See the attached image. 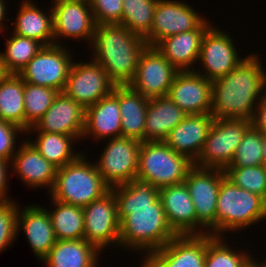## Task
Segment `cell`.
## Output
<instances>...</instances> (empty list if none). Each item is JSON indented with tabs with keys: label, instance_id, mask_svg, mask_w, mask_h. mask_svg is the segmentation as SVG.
I'll list each match as a JSON object with an SVG mask.
<instances>
[{
	"label": "cell",
	"instance_id": "cell-5",
	"mask_svg": "<svg viewBox=\"0 0 266 267\" xmlns=\"http://www.w3.org/2000/svg\"><path fill=\"white\" fill-rule=\"evenodd\" d=\"M82 154L73 162L57 168L51 199L84 207L107 193L110 188L103 181L94 162Z\"/></svg>",
	"mask_w": 266,
	"mask_h": 267
},
{
	"label": "cell",
	"instance_id": "cell-2",
	"mask_svg": "<svg viewBox=\"0 0 266 267\" xmlns=\"http://www.w3.org/2000/svg\"><path fill=\"white\" fill-rule=\"evenodd\" d=\"M259 56L247 55L226 76L212 82L210 114L214 118L252 121L257 105L265 96L266 70Z\"/></svg>",
	"mask_w": 266,
	"mask_h": 267
},
{
	"label": "cell",
	"instance_id": "cell-29",
	"mask_svg": "<svg viewBox=\"0 0 266 267\" xmlns=\"http://www.w3.org/2000/svg\"><path fill=\"white\" fill-rule=\"evenodd\" d=\"M149 99L129 85L119 86L121 136L144 142L146 110Z\"/></svg>",
	"mask_w": 266,
	"mask_h": 267
},
{
	"label": "cell",
	"instance_id": "cell-16",
	"mask_svg": "<svg viewBox=\"0 0 266 267\" xmlns=\"http://www.w3.org/2000/svg\"><path fill=\"white\" fill-rule=\"evenodd\" d=\"M206 253L207 234L176 235L141 261L150 267H204Z\"/></svg>",
	"mask_w": 266,
	"mask_h": 267
},
{
	"label": "cell",
	"instance_id": "cell-31",
	"mask_svg": "<svg viewBox=\"0 0 266 267\" xmlns=\"http://www.w3.org/2000/svg\"><path fill=\"white\" fill-rule=\"evenodd\" d=\"M52 201L54 210L47 209L56 240L84 239L83 207Z\"/></svg>",
	"mask_w": 266,
	"mask_h": 267
},
{
	"label": "cell",
	"instance_id": "cell-12",
	"mask_svg": "<svg viewBox=\"0 0 266 267\" xmlns=\"http://www.w3.org/2000/svg\"><path fill=\"white\" fill-rule=\"evenodd\" d=\"M233 37L221 28L211 26L203 36L199 61L202 68H195L207 80L213 82L226 76L245 58L238 55ZM241 57V58H240ZM205 71V72H203Z\"/></svg>",
	"mask_w": 266,
	"mask_h": 267
},
{
	"label": "cell",
	"instance_id": "cell-46",
	"mask_svg": "<svg viewBox=\"0 0 266 267\" xmlns=\"http://www.w3.org/2000/svg\"><path fill=\"white\" fill-rule=\"evenodd\" d=\"M254 260H257L255 258H250L247 263L244 265V267H264V262H258L257 261H254Z\"/></svg>",
	"mask_w": 266,
	"mask_h": 267
},
{
	"label": "cell",
	"instance_id": "cell-48",
	"mask_svg": "<svg viewBox=\"0 0 266 267\" xmlns=\"http://www.w3.org/2000/svg\"><path fill=\"white\" fill-rule=\"evenodd\" d=\"M70 1H82V0H52L51 4H53V3H61V2H70Z\"/></svg>",
	"mask_w": 266,
	"mask_h": 267
},
{
	"label": "cell",
	"instance_id": "cell-11",
	"mask_svg": "<svg viewBox=\"0 0 266 267\" xmlns=\"http://www.w3.org/2000/svg\"><path fill=\"white\" fill-rule=\"evenodd\" d=\"M83 213L84 239L87 242L95 245L100 251L110 246L119 247L120 221L116 197L111 189L84 206Z\"/></svg>",
	"mask_w": 266,
	"mask_h": 267
},
{
	"label": "cell",
	"instance_id": "cell-37",
	"mask_svg": "<svg viewBox=\"0 0 266 267\" xmlns=\"http://www.w3.org/2000/svg\"><path fill=\"white\" fill-rule=\"evenodd\" d=\"M262 143L263 133L251 125L242 137V141L228 167L264 165Z\"/></svg>",
	"mask_w": 266,
	"mask_h": 267
},
{
	"label": "cell",
	"instance_id": "cell-1",
	"mask_svg": "<svg viewBox=\"0 0 266 267\" xmlns=\"http://www.w3.org/2000/svg\"><path fill=\"white\" fill-rule=\"evenodd\" d=\"M111 190L120 221L119 247L145 252L146 256L177 235L167 222L159 189L154 185L135 178Z\"/></svg>",
	"mask_w": 266,
	"mask_h": 267
},
{
	"label": "cell",
	"instance_id": "cell-40",
	"mask_svg": "<svg viewBox=\"0 0 266 267\" xmlns=\"http://www.w3.org/2000/svg\"><path fill=\"white\" fill-rule=\"evenodd\" d=\"M96 24H120L122 0H88Z\"/></svg>",
	"mask_w": 266,
	"mask_h": 267
},
{
	"label": "cell",
	"instance_id": "cell-32",
	"mask_svg": "<svg viewBox=\"0 0 266 267\" xmlns=\"http://www.w3.org/2000/svg\"><path fill=\"white\" fill-rule=\"evenodd\" d=\"M24 81L10 74L0 82V119L25 130Z\"/></svg>",
	"mask_w": 266,
	"mask_h": 267
},
{
	"label": "cell",
	"instance_id": "cell-38",
	"mask_svg": "<svg viewBox=\"0 0 266 267\" xmlns=\"http://www.w3.org/2000/svg\"><path fill=\"white\" fill-rule=\"evenodd\" d=\"M226 177L235 185L256 193L266 200V166L227 167Z\"/></svg>",
	"mask_w": 266,
	"mask_h": 267
},
{
	"label": "cell",
	"instance_id": "cell-21",
	"mask_svg": "<svg viewBox=\"0 0 266 267\" xmlns=\"http://www.w3.org/2000/svg\"><path fill=\"white\" fill-rule=\"evenodd\" d=\"M21 230L24 231L33 254L40 261L57 241L47 209L37 204H30L24 208H20L18 204L16 236Z\"/></svg>",
	"mask_w": 266,
	"mask_h": 267
},
{
	"label": "cell",
	"instance_id": "cell-27",
	"mask_svg": "<svg viewBox=\"0 0 266 267\" xmlns=\"http://www.w3.org/2000/svg\"><path fill=\"white\" fill-rule=\"evenodd\" d=\"M100 252L85 239L57 240L41 263L46 267H98Z\"/></svg>",
	"mask_w": 266,
	"mask_h": 267
},
{
	"label": "cell",
	"instance_id": "cell-26",
	"mask_svg": "<svg viewBox=\"0 0 266 267\" xmlns=\"http://www.w3.org/2000/svg\"><path fill=\"white\" fill-rule=\"evenodd\" d=\"M17 17L12 22L13 33L42 43L44 46L54 44L53 11L38 8L32 0L20 2ZM50 11V12H49Z\"/></svg>",
	"mask_w": 266,
	"mask_h": 267
},
{
	"label": "cell",
	"instance_id": "cell-35",
	"mask_svg": "<svg viewBox=\"0 0 266 267\" xmlns=\"http://www.w3.org/2000/svg\"><path fill=\"white\" fill-rule=\"evenodd\" d=\"M7 38L6 49L2 52L7 70L11 74H18L43 48V44L27 38L11 34Z\"/></svg>",
	"mask_w": 266,
	"mask_h": 267
},
{
	"label": "cell",
	"instance_id": "cell-36",
	"mask_svg": "<svg viewBox=\"0 0 266 267\" xmlns=\"http://www.w3.org/2000/svg\"><path fill=\"white\" fill-rule=\"evenodd\" d=\"M59 91L24 82L25 131L29 130L51 107Z\"/></svg>",
	"mask_w": 266,
	"mask_h": 267
},
{
	"label": "cell",
	"instance_id": "cell-19",
	"mask_svg": "<svg viewBox=\"0 0 266 267\" xmlns=\"http://www.w3.org/2000/svg\"><path fill=\"white\" fill-rule=\"evenodd\" d=\"M167 96L187 115L207 114L212 107V82L194 70L178 71Z\"/></svg>",
	"mask_w": 266,
	"mask_h": 267
},
{
	"label": "cell",
	"instance_id": "cell-4",
	"mask_svg": "<svg viewBox=\"0 0 266 267\" xmlns=\"http://www.w3.org/2000/svg\"><path fill=\"white\" fill-rule=\"evenodd\" d=\"M266 220V200L235 185L226 176L221 180L216 207V236L241 231Z\"/></svg>",
	"mask_w": 266,
	"mask_h": 267
},
{
	"label": "cell",
	"instance_id": "cell-17",
	"mask_svg": "<svg viewBox=\"0 0 266 267\" xmlns=\"http://www.w3.org/2000/svg\"><path fill=\"white\" fill-rule=\"evenodd\" d=\"M54 44L62 45L61 38L82 39L90 46L96 28L88 0L53 3ZM59 39V41H58ZM61 40V41H60ZM60 42V43H59Z\"/></svg>",
	"mask_w": 266,
	"mask_h": 267
},
{
	"label": "cell",
	"instance_id": "cell-41",
	"mask_svg": "<svg viewBox=\"0 0 266 267\" xmlns=\"http://www.w3.org/2000/svg\"><path fill=\"white\" fill-rule=\"evenodd\" d=\"M23 133L26 134V131L21 127L0 119V159L11 163L18 150L15 147L17 136Z\"/></svg>",
	"mask_w": 266,
	"mask_h": 267
},
{
	"label": "cell",
	"instance_id": "cell-8",
	"mask_svg": "<svg viewBox=\"0 0 266 267\" xmlns=\"http://www.w3.org/2000/svg\"><path fill=\"white\" fill-rule=\"evenodd\" d=\"M107 142L100 159L94 163L103 181L112 189L137 177L141 141L120 136Z\"/></svg>",
	"mask_w": 266,
	"mask_h": 267
},
{
	"label": "cell",
	"instance_id": "cell-18",
	"mask_svg": "<svg viewBox=\"0 0 266 267\" xmlns=\"http://www.w3.org/2000/svg\"><path fill=\"white\" fill-rule=\"evenodd\" d=\"M84 126L85 108L64 92H59L51 107L26 131V135L31 132L59 133L75 136L80 141L83 140Z\"/></svg>",
	"mask_w": 266,
	"mask_h": 267
},
{
	"label": "cell",
	"instance_id": "cell-25",
	"mask_svg": "<svg viewBox=\"0 0 266 267\" xmlns=\"http://www.w3.org/2000/svg\"><path fill=\"white\" fill-rule=\"evenodd\" d=\"M214 117L210 114H189L167 135L164 142L192 162L199 157Z\"/></svg>",
	"mask_w": 266,
	"mask_h": 267
},
{
	"label": "cell",
	"instance_id": "cell-9",
	"mask_svg": "<svg viewBox=\"0 0 266 267\" xmlns=\"http://www.w3.org/2000/svg\"><path fill=\"white\" fill-rule=\"evenodd\" d=\"M70 52L72 51L66 45L43 46L18 75L25 83L63 92L74 60Z\"/></svg>",
	"mask_w": 266,
	"mask_h": 267
},
{
	"label": "cell",
	"instance_id": "cell-44",
	"mask_svg": "<svg viewBox=\"0 0 266 267\" xmlns=\"http://www.w3.org/2000/svg\"><path fill=\"white\" fill-rule=\"evenodd\" d=\"M6 1H0V32L4 31V25L3 22L5 21V18L7 20H11V19H8V17H6V14H7V9L8 7H6Z\"/></svg>",
	"mask_w": 266,
	"mask_h": 267
},
{
	"label": "cell",
	"instance_id": "cell-10",
	"mask_svg": "<svg viewBox=\"0 0 266 267\" xmlns=\"http://www.w3.org/2000/svg\"><path fill=\"white\" fill-rule=\"evenodd\" d=\"M225 176L222 169L193 166L184 180L195 206L197 221L204 227V234L216 236L217 198Z\"/></svg>",
	"mask_w": 266,
	"mask_h": 267
},
{
	"label": "cell",
	"instance_id": "cell-30",
	"mask_svg": "<svg viewBox=\"0 0 266 267\" xmlns=\"http://www.w3.org/2000/svg\"><path fill=\"white\" fill-rule=\"evenodd\" d=\"M36 133V140L29 139V142L47 161L57 168L73 162L82 154L80 151H74L73 143L79 141L75 136L48 132Z\"/></svg>",
	"mask_w": 266,
	"mask_h": 267
},
{
	"label": "cell",
	"instance_id": "cell-34",
	"mask_svg": "<svg viewBox=\"0 0 266 267\" xmlns=\"http://www.w3.org/2000/svg\"><path fill=\"white\" fill-rule=\"evenodd\" d=\"M157 1L122 0L123 14L120 24L144 38L151 30Z\"/></svg>",
	"mask_w": 266,
	"mask_h": 267
},
{
	"label": "cell",
	"instance_id": "cell-14",
	"mask_svg": "<svg viewBox=\"0 0 266 267\" xmlns=\"http://www.w3.org/2000/svg\"><path fill=\"white\" fill-rule=\"evenodd\" d=\"M206 17L183 1L158 0L150 32L144 37L155 47L164 38L196 29Z\"/></svg>",
	"mask_w": 266,
	"mask_h": 267
},
{
	"label": "cell",
	"instance_id": "cell-45",
	"mask_svg": "<svg viewBox=\"0 0 266 267\" xmlns=\"http://www.w3.org/2000/svg\"><path fill=\"white\" fill-rule=\"evenodd\" d=\"M11 73L7 70L3 59L2 52H0V82L6 79Z\"/></svg>",
	"mask_w": 266,
	"mask_h": 267
},
{
	"label": "cell",
	"instance_id": "cell-28",
	"mask_svg": "<svg viewBox=\"0 0 266 267\" xmlns=\"http://www.w3.org/2000/svg\"><path fill=\"white\" fill-rule=\"evenodd\" d=\"M185 113L168 96L149 99L144 141H164L169 132L185 117Z\"/></svg>",
	"mask_w": 266,
	"mask_h": 267
},
{
	"label": "cell",
	"instance_id": "cell-42",
	"mask_svg": "<svg viewBox=\"0 0 266 267\" xmlns=\"http://www.w3.org/2000/svg\"><path fill=\"white\" fill-rule=\"evenodd\" d=\"M10 166V162L0 159V203H5L12 200L11 198L9 199V197H7V192H9L8 168L11 169Z\"/></svg>",
	"mask_w": 266,
	"mask_h": 267
},
{
	"label": "cell",
	"instance_id": "cell-7",
	"mask_svg": "<svg viewBox=\"0 0 266 267\" xmlns=\"http://www.w3.org/2000/svg\"><path fill=\"white\" fill-rule=\"evenodd\" d=\"M251 125L252 121L248 119L214 118L194 166L225 170L231 164L242 137Z\"/></svg>",
	"mask_w": 266,
	"mask_h": 267
},
{
	"label": "cell",
	"instance_id": "cell-47",
	"mask_svg": "<svg viewBox=\"0 0 266 267\" xmlns=\"http://www.w3.org/2000/svg\"><path fill=\"white\" fill-rule=\"evenodd\" d=\"M262 150H263L264 165L266 166V134H263Z\"/></svg>",
	"mask_w": 266,
	"mask_h": 267
},
{
	"label": "cell",
	"instance_id": "cell-33",
	"mask_svg": "<svg viewBox=\"0 0 266 267\" xmlns=\"http://www.w3.org/2000/svg\"><path fill=\"white\" fill-rule=\"evenodd\" d=\"M225 236L207 234V253L204 267H244L252 257L246 249L230 248ZM227 243V244H226Z\"/></svg>",
	"mask_w": 266,
	"mask_h": 267
},
{
	"label": "cell",
	"instance_id": "cell-22",
	"mask_svg": "<svg viewBox=\"0 0 266 267\" xmlns=\"http://www.w3.org/2000/svg\"><path fill=\"white\" fill-rule=\"evenodd\" d=\"M205 19L196 29L168 36L155 48L177 71H192L200 55L201 42L206 31L213 25Z\"/></svg>",
	"mask_w": 266,
	"mask_h": 267
},
{
	"label": "cell",
	"instance_id": "cell-6",
	"mask_svg": "<svg viewBox=\"0 0 266 267\" xmlns=\"http://www.w3.org/2000/svg\"><path fill=\"white\" fill-rule=\"evenodd\" d=\"M194 166L187 156L177 153L164 141L141 142L137 177L160 189L184 182Z\"/></svg>",
	"mask_w": 266,
	"mask_h": 267
},
{
	"label": "cell",
	"instance_id": "cell-49",
	"mask_svg": "<svg viewBox=\"0 0 266 267\" xmlns=\"http://www.w3.org/2000/svg\"><path fill=\"white\" fill-rule=\"evenodd\" d=\"M142 262L144 263H141V265L143 264L141 267H150L145 261H142Z\"/></svg>",
	"mask_w": 266,
	"mask_h": 267
},
{
	"label": "cell",
	"instance_id": "cell-20",
	"mask_svg": "<svg viewBox=\"0 0 266 267\" xmlns=\"http://www.w3.org/2000/svg\"><path fill=\"white\" fill-rule=\"evenodd\" d=\"M159 198L167 222L177 235L204 234L185 182L160 188Z\"/></svg>",
	"mask_w": 266,
	"mask_h": 267
},
{
	"label": "cell",
	"instance_id": "cell-24",
	"mask_svg": "<svg viewBox=\"0 0 266 267\" xmlns=\"http://www.w3.org/2000/svg\"><path fill=\"white\" fill-rule=\"evenodd\" d=\"M88 136L98 142L105 138L108 140L121 136L119 86H115L110 95L85 109L82 138Z\"/></svg>",
	"mask_w": 266,
	"mask_h": 267
},
{
	"label": "cell",
	"instance_id": "cell-13",
	"mask_svg": "<svg viewBox=\"0 0 266 267\" xmlns=\"http://www.w3.org/2000/svg\"><path fill=\"white\" fill-rule=\"evenodd\" d=\"M72 62L63 92L85 109L110 95L116 86L105 69L93 59Z\"/></svg>",
	"mask_w": 266,
	"mask_h": 267
},
{
	"label": "cell",
	"instance_id": "cell-39",
	"mask_svg": "<svg viewBox=\"0 0 266 267\" xmlns=\"http://www.w3.org/2000/svg\"><path fill=\"white\" fill-rule=\"evenodd\" d=\"M18 203L11 200L0 203V253L11 247L16 237Z\"/></svg>",
	"mask_w": 266,
	"mask_h": 267
},
{
	"label": "cell",
	"instance_id": "cell-15",
	"mask_svg": "<svg viewBox=\"0 0 266 267\" xmlns=\"http://www.w3.org/2000/svg\"><path fill=\"white\" fill-rule=\"evenodd\" d=\"M178 71L155 47L141 53L134 79L129 86L148 99L167 96Z\"/></svg>",
	"mask_w": 266,
	"mask_h": 267
},
{
	"label": "cell",
	"instance_id": "cell-23",
	"mask_svg": "<svg viewBox=\"0 0 266 267\" xmlns=\"http://www.w3.org/2000/svg\"><path fill=\"white\" fill-rule=\"evenodd\" d=\"M12 158V173L15 172L29 188L45 187L50 192L56 178L57 167L47 161L38 150L23 139Z\"/></svg>",
	"mask_w": 266,
	"mask_h": 267
},
{
	"label": "cell",
	"instance_id": "cell-43",
	"mask_svg": "<svg viewBox=\"0 0 266 267\" xmlns=\"http://www.w3.org/2000/svg\"><path fill=\"white\" fill-rule=\"evenodd\" d=\"M252 125L266 134V97L264 96L256 107L255 115L252 119Z\"/></svg>",
	"mask_w": 266,
	"mask_h": 267
},
{
	"label": "cell",
	"instance_id": "cell-3",
	"mask_svg": "<svg viewBox=\"0 0 266 267\" xmlns=\"http://www.w3.org/2000/svg\"><path fill=\"white\" fill-rule=\"evenodd\" d=\"M95 62L107 72L116 86L129 85L135 77L145 39L121 24H96L90 43Z\"/></svg>",
	"mask_w": 266,
	"mask_h": 267
}]
</instances>
